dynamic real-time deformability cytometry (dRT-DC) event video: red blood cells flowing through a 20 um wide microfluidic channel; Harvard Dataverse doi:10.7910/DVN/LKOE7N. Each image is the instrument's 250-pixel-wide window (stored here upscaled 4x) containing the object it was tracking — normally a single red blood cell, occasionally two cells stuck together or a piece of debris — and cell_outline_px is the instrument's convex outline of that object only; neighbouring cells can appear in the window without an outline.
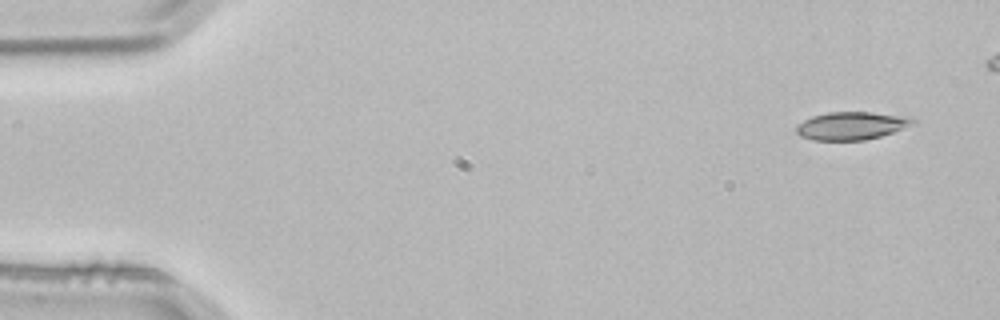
{"species": "common noctule bat (a hibernating species)", "species_latin": "Nyctalus noctula", "temperature_condition": "room temperature", "stored_images_in_passage": 4, "camera_frame_rate_fps": 3000, "um_per_image_px": 0.085, "animal": {"sex": "male", "body_mass_g": 21.5, "forearm_length_mm": 52.0}, "frame": {"image": 1, "passage_image": 1, "time_ms": 0.0, "image_size_px": [1000, 320], "cell_outline_px": [[920, 124], [880, 136], [864, 140], [812, 140], [800, 136], [796, 132], [796, 124], [812, 116], [828, 112], [872, 112], [912, 116]], "centroid_in_image_um": [72.46, 10.68], "position_along_channel_um": 12.5, "area_um2": 19.42}}